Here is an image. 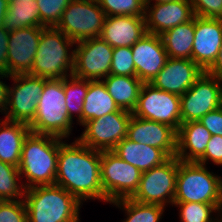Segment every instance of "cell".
<instances>
[{
  "instance_id": "6da1fadb",
  "label": "cell",
  "mask_w": 222,
  "mask_h": 222,
  "mask_svg": "<svg viewBox=\"0 0 222 222\" xmlns=\"http://www.w3.org/2000/svg\"><path fill=\"white\" fill-rule=\"evenodd\" d=\"M55 184L81 203L87 199L106 201L101 184V151L85 146L78 139L67 144L59 138Z\"/></svg>"
},
{
  "instance_id": "7a4b0ae2",
  "label": "cell",
  "mask_w": 222,
  "mask_h": 222,
  "mask_svg": "<svg viewBox=\"0 0 222 222\" xmlns=\"http://www.w3.org/2000/svg\"><path fill=\"white\" fill-rule=\"evenodd\" d=\"M23 200L28 222H79L80 220L81 202L57 184L28 188L25 190Z\"/></svg>"
},
{
  "instance_id": "3957f363",
  "label": "cell",
  "mask_w": 222,
  "mask_h": 222,
  "mask_svg": "<svg viewBox=\"0 0 222 222\" xmlns=\"http://www.w3.org/2000/svg\"><path fill=\"white\" fill-rule=\"evenodd\" d=\"M58 153V137L33 132L27 135L18 166L20 175L28 180L25 189L55 184Z\"/></svg>"
},
{
  "instance_id": "277c9868",
  "label": "cell",
  "mask_w": 222,
  "mask_h": 222,
  "mask_svg": "<svg viewBox=\"0 0 222 222\" xmlns=\"http://www.w3.org/2000/svg\"><path fill=\"white\" fill-rule=\"evenodd\" d=\"M73 44L75 42L56 27H42L33 67L28 74L49 80L71 76L74 69V50L70 54L68 51Z\"/></svg>"
},
{
  "instance_id": "5b68a950",
  "label": "cell",
  "mask_w": 222,
  "mask_h": 222,
  "mask_svg": "<svg viewBox=\"0 0 222 222\" xmlns=\"http://www.w3.org/2000/svg\"><path fill=\"white\" fill-rule=\"evenodd\" d=\"M64 93V79L45 83L38 101L35 118L28 125L31 132L58 138L70 136L73 121L69 117Z\"/></svg>"
},
{
  "instance_id": "8992f818",
  "label": "cell",
  "mask_w": 222,
  "mask_h": 222,
  "mask_svg": "<svg viewBox=\"0 0 222 222\" xmlns=\"http://www.w3.org/2000/svg\"><path fill=\"white\" fill-rule=\"evenodd\" d=\"M219 178L206 165L178 159L174 202L207 203L221 209Z\"/></svg>"
},
{
  "instance_id": "52a82bcc",
  "label": "cell",
  "mask_w": 222,
  "mask_h": 222,
  "mask_svg": "<svg viewBox=\"0 0 222 222\" xmlns=\"http://www.w3.org/2000/svg\"><path fill=\"white\" fill-rule=\"evenodd\" d=\"M106 18L96 0H72L56 28L74 42L100 37Z\"/></svg>"
},
{
  "instance_id": "ba28073f",
  "label": "cell",
  "mask_w": 222,
  "mask_h": 222,
  "mask_svg": "<svg viewBox=\"0 0 222 222\" xmlns=\"http://www.w3.org/2000/svg\"><path fill=\"white\" fill-rule=\"evenodd\" d=\"M142 172L112 150L101 151V184L106 202L130 198L138 188Z\"/></svg>"
},
{
  "instance_id": "9c48e42d",
  "label": "cell",
  "mask_w": 222,
  "mask_h": 222,
  "mask_svg": "<svg viewBox=\"0 0 222 222\" xmlns=\"http://www.w3.org/2000/svg\"><path fill=\"white\" fill-rule=\"evenodd\" d=\"M178 158L171 157L162 165L142 172L141 180L135 193L130 197L143 204L174 203Z\"/></svg>"
},
{
  "instance_id": "30bf717a",
  "label": "cell",
  "mask_w": 222,
  "mask_h": 222,
  "mask_svg": "<svg viewBox=\"0 0 222 222\" xmlns=\"http://www.w3.org/2000/svg\"><path fill=\"white\" fill-rule=\"evenodd\" d=\"M132 115L167 124L178 131L182 123L180 96L143 83Z\"/></svg>"
},
{
  "instance_id": "8fae6325",
  "label": "cell",
  "mask_w": 222,
  "mask_h": 222,
  "mask_svg": "<svg viewBox=\"0 0 222 222\" xmlns=\"http://www.w3.org/2000/svg\"><path fill=\"white\" fill-rule=\"evenodd\" d=\"M10 77L14 81L13 84H16L12 88L8 86L5 119L29 125L35 118L40 95L49 79L31 74H17Z\"/></svg>"
},
{
  "instance_id": "7c38bea8",
  "label": "cell",
  "mask_w": 222,
  "mask_h": 222,
  "mask_svg": "<svg viewBox=\"0 0 222 222\" xmlns=\"http://www.w3.org/2000/svg\"><path fill=\"white\" fill-rule=\"evenodd\" d=\"M132 112L120 109L97 119L89 120L82 126L85 131L77 138L85 146L98 151H111L127 137Z\"/></svg>"
},
{
  "instance_id": "4fadbf2b",
  "label": "cell",
  "mask_w": 222,
  "mask_h": 222,
  "mask_svg": "<svg viewBox=\"0 0 222 222\" xmlns=\"http://www.w3.org/2000/svg\"><path fill=\"white\" fill-rule=\"evenodd\" d=\"M73 76L97 81L110 75L113 47L101 37L75 42Z\"/></svg>"
},
{
  "instance_id": "5bb4252c",
  "label": "cell",
  "mask_w": 222,
  "mask_h": 222,
  "mask_svg": "<svg viewBox=\"0 0 222 222\" xmlns=\"http://www.w3.org/2000/svg\"><path fill=\"white\" fill-rule=\"evenodd\" d=\"M222 80L204 72L182 96L181 121H198L222 106Z\"/></svg>"
},
{
  "instance_id": "9a60e30c",
  "label": "cell",
  "mask_w": 222,
  "mask_h": 222,
  "mask_svg": "<svg viewBox=\"0 0 222 222\" xmlns=\"http://www.w3.org/2000/svg\"><path fill=\"white\" fill-rule=\"evenodd\" d=\"M42 27H24L9 32L7 49V74H28L38 49Z\"/></svg>"
},
{
  "instance_id": "2e32d148",
  "label": "cell",
  "mask_w": 222,
  "mask_h": 222,
  "mask_svg": "<svg viewBox=\"0 0 222 222\" xmlns=\"http://www.w3.org/2000/svg\"><path fill=\"white\" fill-rule=\"evenodd\" d=\"M127 138L161 149L169 158L177 152V131L164 123L131 116Z\"/></svg>"
},
{
  "instance_id": "e0dca14e",
  "label": "cell",
  "mask_w": 222,
  "mask_h": 222,
  "mask_svg": "<svg viewBox=\"0 0 222 222\" xmlns=\"http://www.w3.org/2000/svg\"><path fill=\"white\" fill-rule=\"evenodd\" d=\"M222 45V19L195 16L192 60L206 72L218 57Z\"/></svg>"
},
{
  "instance_id": "ac0fdd59",
  "label": "cell",
  "mask_w": 222,
  "mask_h": 222,
  "mask_svg": "<svg viewBox=\"0 0 222 222\" xmlns=\"http://www.w3.org/2000/svg\"><path fill=\"white\" fill-rule=\"evenodd\" d=\"M203 73L192 59L168 57L150 84L157 89L182 96Z\"/></svg>"
},
{
  "instance_id": "d6986e66",
  "label": "cell",
  "mask_w": 222,
  "mask_h": 222,
  "mask_svg": "<svg viewBox=\"0 0 222 222\" xmlns=\"http://www.w3.org/2000/svg\"><path fill=\"white\" fill-rule=\"evenodd\" d=\"M136 77L143 83H151L168 58L161 36L147 33L132 47Z\"/></svg>"
},
{
  "instance_id": "ffe728a7",
  "label": "cell",
  "mask_w": 222,
  "mask_h": 222,
  "mask_svg": "<svg viewBox=\"0 0 222 222\" xmlns=\"http://www.w3.org/2000/svg\"><path fill=\"white\" fill-rule=\"evenodd\" d=\"M194 16L189 0L145 5L146 31L160 36L175 26L189 22Z\"/></svg>"
},
{
  "instance_id": "44dd1931",
  "label": "cell",
  "mask_w": 222,
  "mask_h": 222,
  "mask_svg": "<svg viewBox=\"0 0 222 222\" xmlns=\"http://www.w3.org/2000/svg\"><path fill=\"white\" fill-rule=\"evenodd\" d=\"M147 34L144 16H106L100 37L111 47H132Z\"/></svg>"
},
{
  "instance_id": "7402d4cb",
  "label": "cell",
  "mask_w": 222,
  "mask_h": 222,
  "mask_svg": "<svg viewBox=\"0 0 222 222\" xmlns=\"http://www.w3.org/2000/svg\"><path fill=\"white\" fill-rule=\"evenodd\" d=\"M211 136L199 121L181 123L177 131L176 157L184 162H197L204 155Z\"/></svg>"
},
{
  "instance_id": "603a6c76",
  "label": "cell",
  "mask_w": 222,
  "mask_h": 222,
  "mask_svg": "<svg viewBox=\"0 0 222 222\" xmlns=\"http://www.w3.org/2000/svg\"><path fill=\"white\" fill-rule=\"evenodd\" d=\"M112 151L141 172L160 166L169 159L161 149L133 142L127 137L121 140Z\"/></svg>"
},
{
  "instance_id": "cb8c5ba5",
  "label": "cell",
  "mask_w": 222,
  "mask_h": 222,
  "mask_svg": "<svg viewBox=\"0 0 222 222\" xmlns=\"http://www.w3.org/2000/svg\"><path fill=\"white\" fill-rule=\"evenodd\" d=\"M31 132L26 123L2 120L0 122V161L18 167L23 143Z\"/></svg>"
},
{
  "instance_id": "d4e9b609",
  "label": "cell",
  "mask_w": 222,
  "mask_h": 222,
  "mask_svg": "<svg viewBox=\"0 0 222 222\" xmlns=\"http://www.w3.org/2000/svg\"><path fill=\"white\" fill-rule=\"evenodd\" d=\"M101 81L120 109L130 112L135 109L143 84L139 78L110 74Z\"/></svg>"
},
{
  "instance_id": "484cf974",
  "label": "cell",
  "mask_w": 222,
  "mask_h": 222,
  "mask_svg": "<svg viewBox=\"0 0 222 222\" xmlns=\"http://www.w3.org/2000/svg\"><path fill=\"white\" fill-rule=\"evenodd\" d=\"M119 110L120 108L107 92L105 84L101 80H88V91L82 110V125L89 120L97 119Z\"/></svg>"
},
{
  "instance_id": "4316f807",
  "label": "cell",
  "mask_w": 222,
  "mask_h": 222,
  "mask_svg": "<svg viewBox=\"0 0 222 222\" xmlns=\"http://www.w3.org/2000/svg\"><path fill=\"white\" fill-rule=\"evenodd\" d=\"M195 33V16L187 23L173 27L161 34L169 58L192 59Z\"/></svg>"
},
{
  "instance_id": "83f0119b",
  "label": "cell",
  "mask_w": 222,
  "mask_h": 222,
  "mask_svg": "<svg viewBox=\"0 0 222 222\" xmlns=\"http://www.w3.org/2000/svg\"><path fill=\"white\" fill-rule=\"evenodd\" d=\"M30 26L41 27L36 0H9L3 27L11 32Z\"/></svg>"
},
{
  "instance_id": "f1b7e54d",
  "label": "cell",
  "mask_w": 222,
  "mask_h": 222,
  "mask_svg": "<svg viewBox=\"0 0 222 222\" xmlns=\"http://www.w3.org/2000/svg\"><path fill=\"white\" fill-rule=\"evenodd\" d=\"M111 203L117 205L120 209H124L127 213V218L123 222H160L164 212V206L158 204H143L131 198H123Z\"/></svg>"
},
{
  "instance_id": "f546056e",
  "label": "cell",
  "mask_w": 222,
  "mask_h": 222,
  "mask_svg": "<svg viewBox=\"0 0 222 222\" xmlns=\"http://www.w3.org/2000/svg\"><path fill=\"white\" fill-rule=\"evenodd\" d=\"M71 77V79H70ZM70 80H69V79ZM70 81V83H69ZM88 91V80L77 78L73 75L64 79V93L67 111L72 120L73 113H77V121L82 125V110L85 96Z\"/></svg>"
},
{
  "instance_id": "4dcf8cb0",
  "label": "cell",
  "mask_w": 222,
  "mask_h": 222,
  "mask_svg": "<svg viewBox=\"0 0 222 222\" xmlns=\"http://www.w3.org/2000/svg\"><path fill=\"white\" fill-rule=\"evenodd\" d=\"M19 176L18 167L0 161V201L22 200L26 189L23 182L17 183Z\"/></svg>"
},
{
  "instance_id": "1f68e13d",
  "label": "cell",
  "mask_w": 222,
  "mask_h": 222,
  "mask_svg": "<svg viewBox=\"0 0 222 222\" xmlns=\"http://www.w3.org/2000/svg\"><path fill=\"white\" fill-rule=\"evenodd\" d=\"M173 204L180 208L181 222H217L218 219L212 220L211 213L222 212L217 205L207 203L174 202Z\"/></svg>"
},
{
  "instance_id": "d6a6232c",
  "label": "cell",
  "mask_w": 222,
  "mask_h": 222,
  "mask_svg": "<svg viewBox=\"0 0 222 222\" xmlns=\"http://www.w3.org/2000/svg\"><path fill=\"white\" fill-rule=\"evenodd\" d=\"M106 16H144L143 0H96Z\"/></svg>"
},
{
  "instance_id": "836d02e7",
  "label": "cell",
  "mask_w": 222,
  "mask_h": 222,
  "mask_svg": "<svg viewBox=\"0 0 222 222\" xmlns=\"http://www.w3.org/2000/svg\"><path fill=\"white\" fill-rule=\"evenodd\" d=\"M72 0H36L41 27H56Z\"/></svg>"
},
{
  "instance_id": "e575fe53",
  "label": "cell",
  "mask_w": 222,
  "mask_h": 222,
  "mask_svg": "<svg viewBox=\"0 0 222 222\" xmlns=\"http://www.w3.org/2000/svg\"><path fill=\"white\" fill-rule=\"evenodd\" d=\"M110 74L136 77L131 47L113 48Z\"/></svg>"
},
{
  "instance_id": "d590c367",
  "label": "cell",
  "mask_w": 222,
  "mask_h": 222,
  "mask_svg": "<svg viewBox=\"0 0 222 222\" xmlns=\"http://www.w3.org/2000/svg\"><path fill=\"white\" fill-rule=\"evenodd\" d=\"M0 222H28L24 200L0 201Z\"/></svg>"
},
{
  "instance_id": "8d00e7d4",
  "label": "cell",
  "mask_w": 222,
  "mask_h": 222,
  "mask_svg": "<svg viewBox=\"0 0 222 222\" xmlns=\"http://www.w3.org/2000/svg\"><path fill=\"white\" fill-rule=\"evenodd\" d=\"M194 15L202 18L222 19V0H189Z\"/></svg>"
},
{
  "instance_id": "74e56055",
  "label": "cell",
  "mask_w": 222,
  "mask_h": 222,
  "mask_svg": "<svg viewBox=\"0 0 222 222\" xmlns=\"http://www.w3.org/2000/svg\"><path fill=\"white\" fill-rule=\"evenodd\" d=\"M208 160H211L217 165H222V136H211L204 155L197 161V163L205 165Z\"/></svg>"
},
{
  "instance_id": "f35d334b",
  "label": "cell",
  "mask_w": 222,
  "mask_h": 222,
  "mask_svg": "<svg viewBox=\"0 0 222 222\" xmlns=\"http://www.w3.org/2000/svg\"><path fill=\"white\" fill-rule=\"evenodd\" d=\"M198 121L211 133V135L222 136V106L208 112Z\"/></svg>"
},
{
  "instance_id": "ab89813d",
  "label": "cell",
  "mask_w": 222,
  "mask_h": 222,
  "mask_svg": "<svg viewBox=\"0 0 222 222\" xmlns=\"http://www.w3.org/2000/svg\"><path fill=\"white\" fill-rule=\"evenodd\" d=\"M9 32L0 26V71L7 73V49Z\"/></svg>"
},
{
  "instance_id": "60d3db41",
  "label": "cell",
  "mask_w": 222,
  "mask_h": 222,
  "mask_svg": "<svg viewBox=\"0 0 222 222\" xmlns=\"http://www.w3.org/2000/svg\"><path fill=\"white\" fill-rule=\"evenodd\" d=\"M0 77L3 79V77L4 78L10 77V75H8L6 72L0 71ZM7 101H8V85H6L0 80V112L2 111L5 113Z\"/></svg>"
},
{
  "instance_id": "b9f144b4",
  "label": "cell",
  "mask_w": 222,
  "mask_h": 222,
  "mask_svg": "<svg viewBox=\"0 0 222 222\" xmlns=\"http://www.w3.org/2000/svg\"><path fill=\"white\" fill-rule=\"evenodd\" d=\"M209 75L222 80V45L218 53L216 61L212 66L206 71Z\"/></svg>"
},
{
  "instance_id": "7bdbcfd3",
  "label": "cell",
  "mask_w": 222,
  "mask_h": 222,
  "mask_svg": "<svg viewBox=\"0 0 222 222\" xmlns=\"http://www.w3.org/2000/svg\"><path fill=\"white\" fill-rule=\"evenodd\" d=\"M8 2L9 0H0V26L3 25L7 13Z\"/></svg>"
},
{
  "instance_id": "ee69618b",
  "label": "cell",
  "mask_w": 222,
  "mask_h": 222,
  "mask_svg": "<svg viewBox=\"0 0 222 222\" xmlns=\"http://www.w3.org/2000/svg\"><path fill=\"white\" fill-rule=\"evenodd\" d=\"M145 5H151L150 1L152 0H143ZM172 1H176V0H155V4H159V3H167V2H172Z\"/></svg>"
},
{
  "instance_id": "f6af8a7d",
  "label": "cell",
  "mask_w": 222,
  "mask_h": 222,
  "mask_svg": "<svg viewBox=\"0 0 222 222\" xmlns=\"http://www.w3.org/2000/svg\"><path fill=\"white\" fill-rule=\"evenodd\" d=\"M219 196H220L221 210H222V178H219Z\"/></svg>"
},
{
  "instance_id": "bcb514c9",
  "label": "cell",
  "mask_w": 222,
  "mask_h": 222,
  "mask_svg": "<svg viewBox=\"0 0 222 222\" xmlns=\"http://www.w3.org/2000/svg\"><path fill=\"white\" fill-rule=\"evenodd\" d=\"M217 222H222V214H221V216H220V219H218Z\"/></svg>"
}]
</instances>
